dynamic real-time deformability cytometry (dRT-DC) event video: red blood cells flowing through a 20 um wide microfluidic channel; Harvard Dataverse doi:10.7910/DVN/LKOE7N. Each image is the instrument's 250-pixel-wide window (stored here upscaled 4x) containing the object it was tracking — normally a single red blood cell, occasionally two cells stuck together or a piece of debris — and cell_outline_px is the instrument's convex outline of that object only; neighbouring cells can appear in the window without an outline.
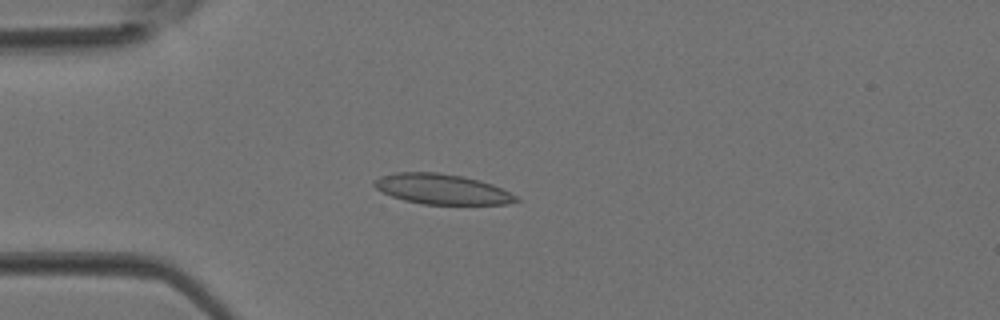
{"species": "Egyptian fruit bat (a non-hibernating species)", "species_latin": "Rousettus aegyptiacus", "temperature_condition": "room temperature", "stored_images_in_passage": 2, "camera_frame_rate_fps": 3000, "um_per_image_px": 0.085, "animal": {"sex": "female"}, "frame": {"image": 1, "passage_image": 2, "time_ms": 0.333, "image_size_px": [1000, 320], "cell_outline_px": [[520, 200], [508, 204], [424, 204], [404, 200], [392, 196], [376, 188], [372, 184], [372, 180], [380, 176], [396, 172], [436, 172], [464, 176], [480, 180], [492, 184], [516, 196]], "centroid_in_image_um": [37.53, 16.06], "position_along_channel_um": 47.5, "area_um2": 24.91}}